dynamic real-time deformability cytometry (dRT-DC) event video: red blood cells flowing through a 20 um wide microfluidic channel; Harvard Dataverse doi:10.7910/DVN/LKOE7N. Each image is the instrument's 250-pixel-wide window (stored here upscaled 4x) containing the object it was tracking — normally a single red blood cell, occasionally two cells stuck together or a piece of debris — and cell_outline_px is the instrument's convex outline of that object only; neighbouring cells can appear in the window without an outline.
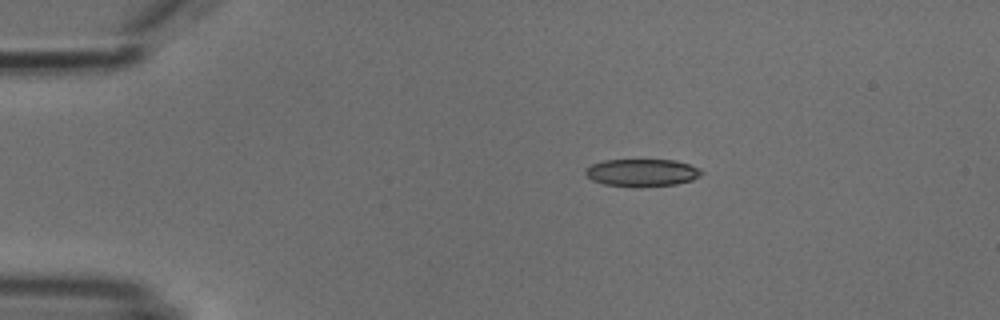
{"species": "common noctule bat (a hibernating species)", "species_latin": "Nyctalus noctula", "temperature_condition": "cold", "stored_images_in_passage": 6, "camera_frame_rate_fps": 3000, "um_per_image_px": 0.085, "animal": {"sex": "male", "body_mass_g": 18.8}, "frame": {"image": 1, "passage_image": 1, "time_ms": 0.0, "image_size_px": [1000, 320], "cell_outline_px": [[704, 172], [700, 176], [692, 180], [676, 184], [604, 184], [592, 180], [584, 172], [584, 168], [592, 164], [604, 160], [676, 160], [700, 168]], "centroid_in_image_um": [54.58, 14.62], "position_along_channel_um": 30.4, "area_um2": 17.8}}
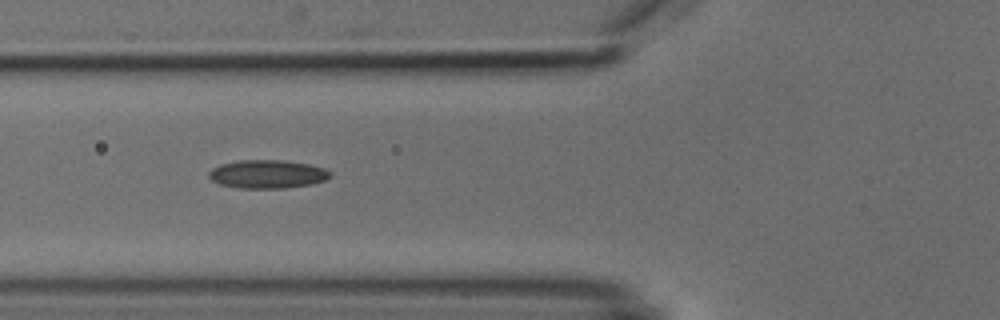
{"frame": {"image": 2, "passage_image": 4, "time_ms": 3.333, "image_size_px": [1000, 320], "cell_outline_px": [[332, 176], [324, 180], [312, 184], [284, 188], [240, 188], [220, 184], [212, 180], [208, 176], [208, 172], [212, 168], [220, 164], [240, 160], [284, 160], [308, 164], [324, 168], [332, 172]], "centroid_in_image_um": [22.73, 14.79], "position_along_channel_um": 103.1, "area_um2": 20.11}}
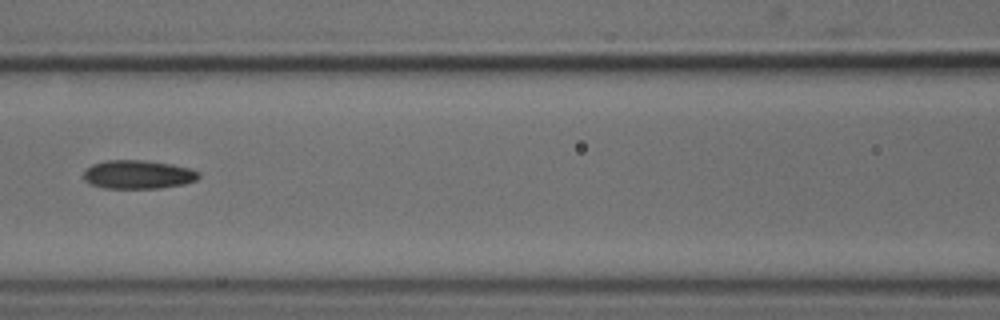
{"frame": {"image": 3, "passage_image": 5, "time_ms": 4.667, "image_size_px": [1000, 320], "cell_outline_px": [[200, 176], [196, 180], [184, 184], [160, 188], [104, 188], [88, 184], [84, 180], [84, 172], [92, 164], [104, 160], [144, 160], [172, 164], [192, 168], [200, 172]], "centroid_in_image_um": [11.74, 14.83], "position_along_channel_um": 154.9, "area_um2": 19.42}}